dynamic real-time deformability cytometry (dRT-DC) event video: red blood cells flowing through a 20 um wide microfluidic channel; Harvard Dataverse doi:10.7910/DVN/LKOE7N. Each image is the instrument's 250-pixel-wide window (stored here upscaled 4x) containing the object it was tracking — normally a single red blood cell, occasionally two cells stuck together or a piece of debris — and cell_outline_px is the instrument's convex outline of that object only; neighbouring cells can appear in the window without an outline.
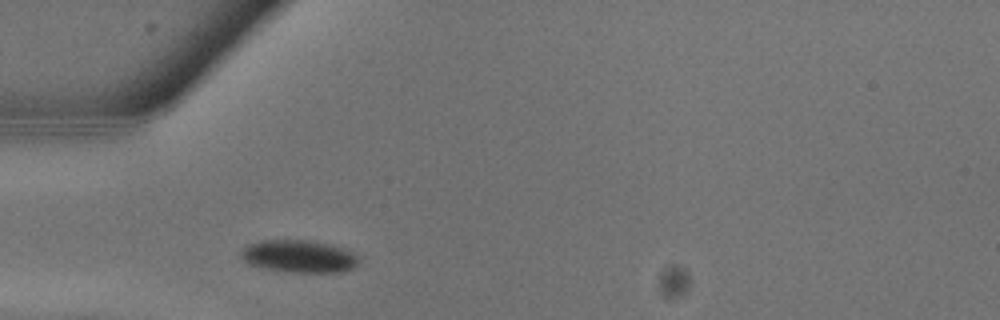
{"species": "common noctule bat (a hibernating species)", "species_latin": "Nyctalus noctula", "temperature_condition": "warm", "stored_images_in_passage": 9, "camera_frame_rate_fps": 3000, "um_per_image_px": 0.085, "animal": {"sex": "male", "body_mass_g": 13.3}, "frame": {"image": 1, "passage_image": 1, "time_ms": 0.0, "image_size_px": [1000, 320], "cell_outline_px": [[360, 260], [352, 268], [344, 272], [292, 272], [260, 268], [248, 264], [240, 256], [240, 252], [248, 244], [264, 240], [308, 240], [328, 244], [344, 248], [360, 256]], "centroid_in_image_um": [25.41, 21.79], "position_along_channel_um": 59.6, "area_um2": 22.43}}
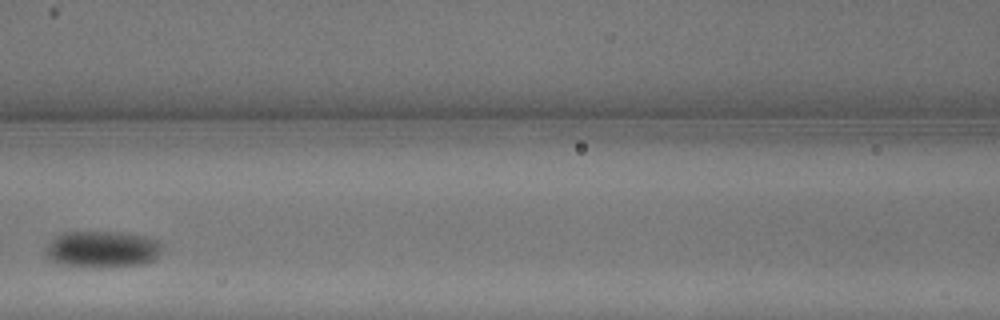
{"frame": {"image": 2, "passage_image": 5, "time_ms": 1.333, "image_size_px": [1000, 320], "cell_outline_px": [[164, 244], [160, 252], [152, 260], [144, 264], [104, 268], [100, 268], [60, 264], [52, 260], [44, 252], [44, 248], [56, 236], [64, 232], [120, 232], [144, 236], [160, 240]], "centroid_in_image_um": [8.72, 21.19], "position_along_channel_um": 157.9, "area_um2": 25.09}}
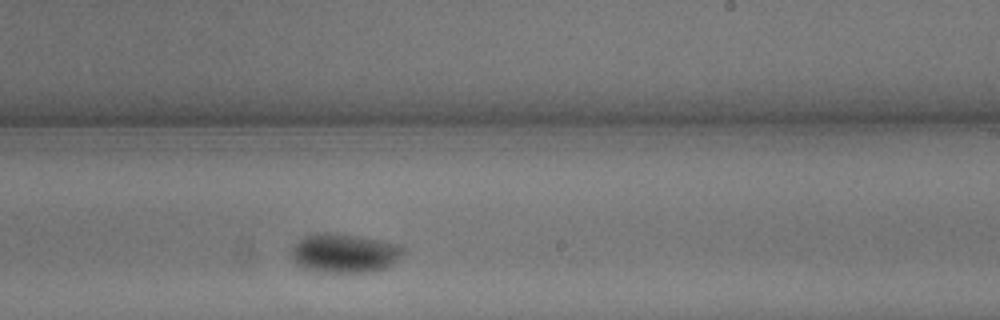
{"frame": {"image": 3, "passage_image": 9, "time_ms": 2.667, "image_size_px": [1000, 320], "cell_outline_px": [[404, 252], [388, 268], [372, 272], [324, 272], [304, 268], [296, 264], [292, 256], [292, 244], [304, 236], [316, 232], [324, 232], [356, 236], [380, 240], [396, 244], [404, 248]], "centroid_in_image_um": [29.25, 21.52], "position_along_channel_um": 259.7, "area_um2": 25.43}}